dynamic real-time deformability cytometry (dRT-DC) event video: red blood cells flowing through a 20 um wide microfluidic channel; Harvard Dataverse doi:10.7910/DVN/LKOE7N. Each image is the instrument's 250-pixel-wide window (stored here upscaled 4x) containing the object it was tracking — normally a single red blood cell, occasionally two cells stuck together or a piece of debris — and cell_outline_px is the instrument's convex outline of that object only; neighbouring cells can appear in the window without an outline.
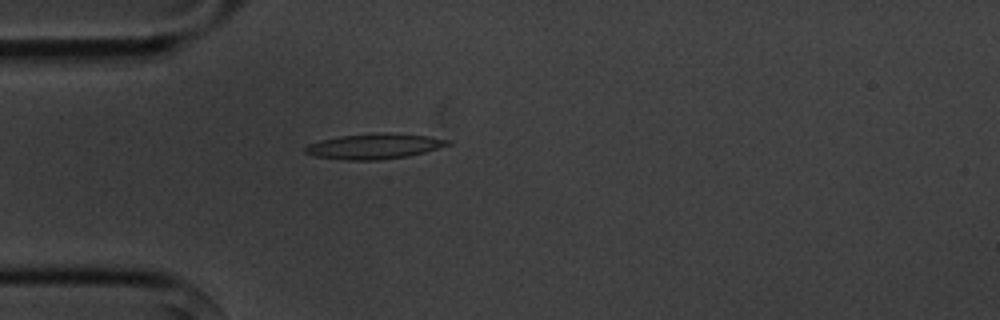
{"species": "common noctule bat (a hibernating species)", "species_latin": "Nyctalus noctula", "temperature_condition": "cold", "stored_images_in_passage": 5, "camera_frame_rate_fps": 3000, "um_per_image_px": 0.085, "animal": {"sex": "male", "body_mass_g": 20.1, "forearm_length_mm": 53.5}, "frame": {"image": 1, "passage_image": 5, "time_ms": 4.667, "image_size_px": [1000, 320], "cell_outline_px": [[452, 144], [424, 152], [408, 156], [380, 160], [344, 160], [316, 156], [304, 152], [304, 148], [308, 144], [320, 140], [340, 136], [376, 132], [384, 132], [428, 136], [452, 140]], "centroid_in_image_um": [31.83, 12.42], "position_along_channel_um": 53.2, "area_um2": 21.15}}